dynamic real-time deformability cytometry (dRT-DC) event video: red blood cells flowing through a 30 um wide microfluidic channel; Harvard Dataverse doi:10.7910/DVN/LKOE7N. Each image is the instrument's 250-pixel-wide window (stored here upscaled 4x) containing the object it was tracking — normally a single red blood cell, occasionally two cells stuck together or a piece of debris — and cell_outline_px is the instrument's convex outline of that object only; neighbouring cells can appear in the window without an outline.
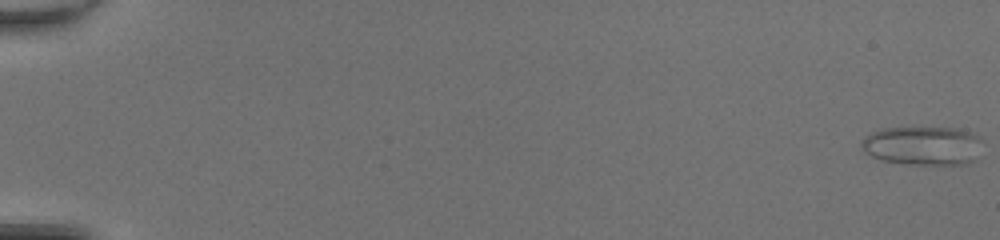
{"species": "common noctule bat (a hibernating species)", "species_latin": "Nyctalus noctula", "temperature_condition": "room temperature", "stored_images_in_passage": 50, "camera_frame_rate_fps": 3000, "um_per_image_px": 0.085, "animal": {"sex": "female", "body_mass_g": 20.0, "forearm_length_mm": 54.0}, "frame": {"image": 1, "passage_image": 1, "time_ms": 0.0, "image_size_px": [1000, 240], "cell_outline_px": [[984, 140], [976, 160], [968, 164], [900, 164], [880, 160], [864, 152], [860, 144], [860, 140], [864, 136], [880, 128], [956, 128], [972, 132], [980, 136]], "centroid_in_image_um": [78.45, 12.38], "position_along_channel_um": 6.5, "area_um2": 28.03}}
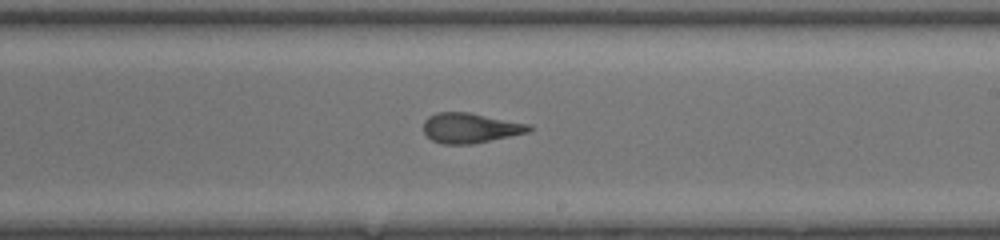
{"frame": {"image": 2, "passage_image": 32, "time_ms": 10.333, "image_size_px": [1000, 240], "cell_outline_px": [[532, 128], [528, 132], [472, 144], [444, 144], [432, 140], [424, 132], [424, 120], [428, 116], [436, 112], [468, 112], [532, 124]], "centroid_in_image_um": [39.97, 10.86], "position_along_channel_um": 249.0, "area_um2": 18.44}}
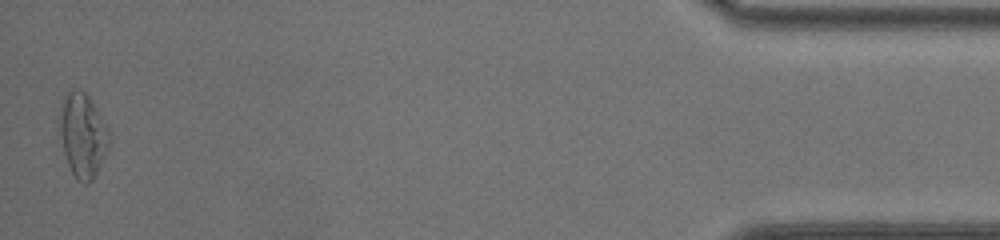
{"frame": {"image": 3, "passage_image": 50, "time_ms": 16.333, "image_size_px": [1000, 240], "cell_outline_px": [[112, 136], [108, 148], [92, 180], [88, 184], [84, 184], [76, 180], [68, 164], [56, 128], [60, 108], [64, 96], [68, 92], [84, 92], [92, 100], [108, 128]], "centroid_in_image_um": [7.01, 11.51], "position_along_channel_um": 428.2, "area_um2": 24.51}, "authors_computed_cell_mechanics": {"area_um2": 20.6346, "velocity_mm_per_s": 4.3144, "shape_relaxation_time_tau1_ms": 8.0979, "shape_relaxation_time_tau2_ms": 1.3971, "deformation_change_tau1": 0.205, "deformation_change_tau2": 0.0923}}